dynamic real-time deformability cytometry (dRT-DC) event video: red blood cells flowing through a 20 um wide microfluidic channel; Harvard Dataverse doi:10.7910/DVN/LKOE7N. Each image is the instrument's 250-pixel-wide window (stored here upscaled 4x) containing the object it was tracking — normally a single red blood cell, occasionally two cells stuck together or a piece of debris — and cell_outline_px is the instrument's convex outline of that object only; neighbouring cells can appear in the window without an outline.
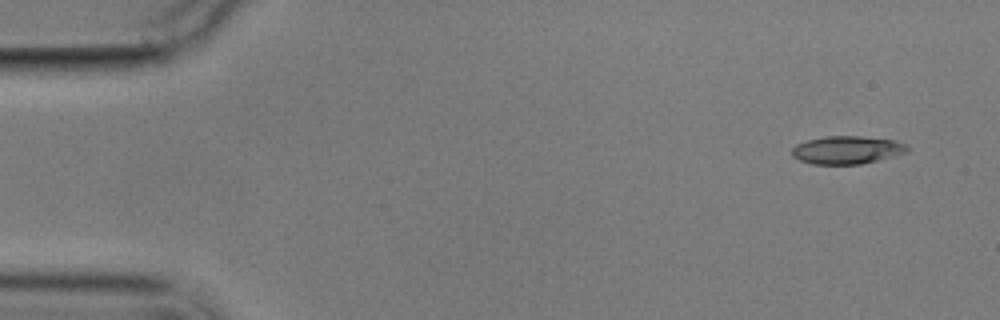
{"species": "common noctule bat (a hibernating species)", "species_latin": "Nyctalus noctula", "temperature_condition": "cold", "stored_images_in_passage": 9, "camera_frame_rate_fps": 3000, "um_per_image_px": 0.085, "animal": {"sex": "male", "body_mass_g": 17.9}, "frame": {"image": 1, "passage_image": 1, "time_ms": 0.0, "image_size_px": [1000, 320], "cell_outline_px": [[908, 152], [860, 164], [812, 164], [800, 160], [792, 156], [792, 148], [796, 144], [808, 140], [824, 136], [860, 136], [896, 140], [904, 144], [908, 148]], "centroid_in_image_um": [71.97, 12.74], "position_along_channel_um": 13.0, "area_um2": 18.67}}
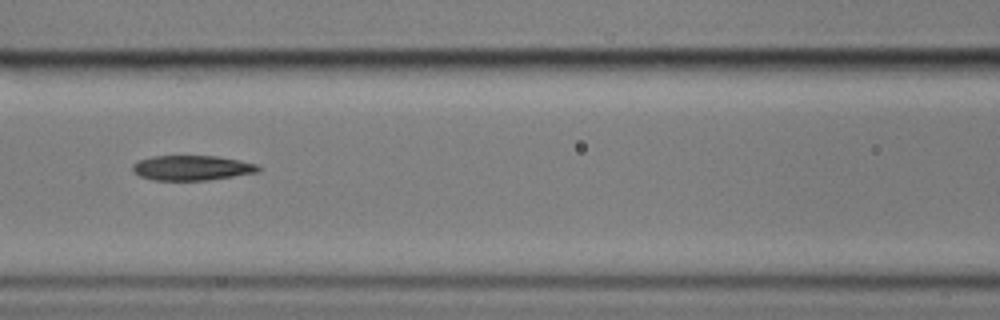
{"frame": {"image": 2, "passage_image": 7, "time_ms": 7.0, "image_size_px": [1000, 320], "cell_outline_px": [[260, 172], [208, 180], [152, 180], [140, 176], [132, 168], [132, 164], [140, 160], [152, 156], [216, 156], [256, 164], [260, 168]], "centroid_in_image_um": [16.31, 14.27], "position_along_channel_um": 150.3, "area_um2": 18.09}}
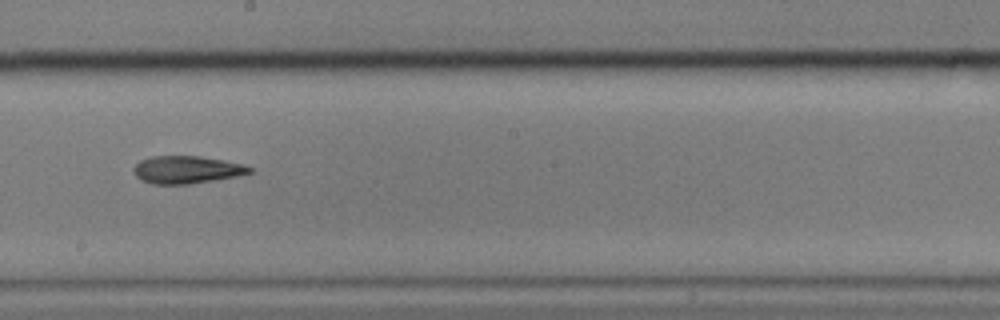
{"frame": {"image": 3, "passage_image": 9, "time_ms": 9.333, "image_size_px": [1000, 320], "cell_outline_px": [[252, 172], [236, 176], [216, 180], [188, 184], [152, 184], [140, 180], [136, 176], [132, 168], [140, 160], [152, 156], [200, 156], [224, 160], [244, 164], [252, 168]], "centroid_in_image_um": [15.85, 14.42], "position_along_channel_um": 232.3, "area_um2": 18.73}}